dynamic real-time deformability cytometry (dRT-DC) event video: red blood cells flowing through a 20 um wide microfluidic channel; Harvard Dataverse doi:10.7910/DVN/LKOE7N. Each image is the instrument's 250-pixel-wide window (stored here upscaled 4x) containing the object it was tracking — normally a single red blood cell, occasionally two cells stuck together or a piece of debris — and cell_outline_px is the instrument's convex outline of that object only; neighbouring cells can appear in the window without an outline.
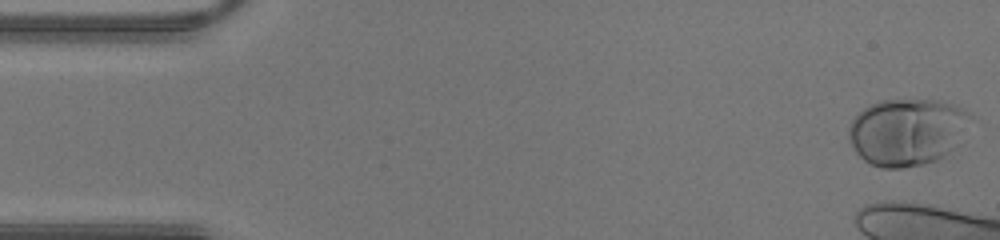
{"species": "human", "species_latin": "Homo sapiens", "temperature_condition": "warm", "stored_images_in_passage": 7, "camera_frame_rate_fps": 3000, "um_per_image_px": 0.085, "donor": {"sex": "male"}, "frame": {"image": 1, "passage_image": 1, "time_ms": 0.0, "image_size_px": [1000, 240], "cell_outline_px": [[972, 116], [952, 148], [948, 152], [936, 160], [924, 164], [904, 168], [880, 168], [864, 160], [852, 148], [848, 136], [848, 128], [852, 120], [864, 108], [880, 100], [940, 100], [952, 104], [972, 112]], "centroid_in_image_um": [77.06, 11.2], "position_along_channel_um": 7.9, "area_um2": 47.22}}